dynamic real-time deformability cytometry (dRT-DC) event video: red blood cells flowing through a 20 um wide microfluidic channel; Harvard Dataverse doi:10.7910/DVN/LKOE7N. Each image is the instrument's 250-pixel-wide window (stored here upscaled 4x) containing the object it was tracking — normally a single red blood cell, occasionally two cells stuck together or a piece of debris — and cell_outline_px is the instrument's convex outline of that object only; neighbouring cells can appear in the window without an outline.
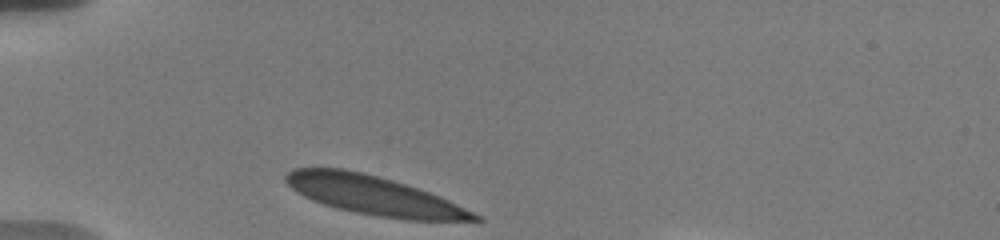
{"species": "human", "species_latin": "Homo sapiens", "temperature_condition": "warm", "stored_images_in_passage": 32, "camera_frame_rate_fps": 3000, "um_per_image_px": 0.085, "donor": {"sex": "male"}, "frame": {"image": 1, "passage_image": 1, "time_ms": 0.0, "image_size_px": [1000, 240], "cell_outline_px": [[484, 220], [404, 220], [356, 212], [336, 208], [312, 200], [296, 192], [284, 180], [284, 176], [292, 168], [344, 168], [392, 180], [440, 196], [484, 216]], "centroid_in_image_um": [31.78, 16.61], "position_along_channel_um": 53.2, "area_um2": 42.48}}
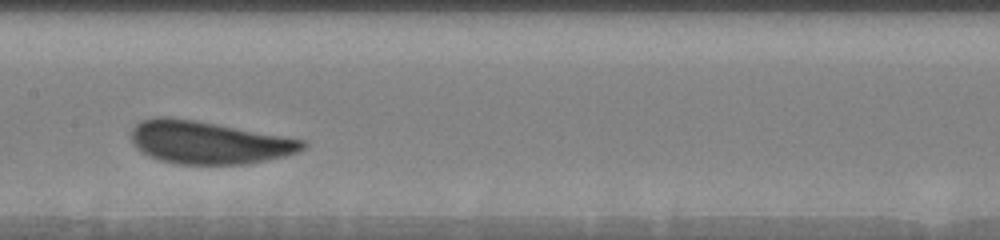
{"frame": {"image": 2, "passage_image": 14, "time_ms": 4.333, "image_size_px": [1000, 240], "cell_outline_px": [[308, 144], [304, 148], [288, 156], [248, 164], [176, 164], [160, 160], [136, 148], [132, 140], [132, 128], [140, 120], [152, 116], [172, 116], [196, 120], [308, 140]], "centroid_in_image_um": [17.77, 12.09], "position_along_channel_um": 189.6, "area_um2": 43.12}}
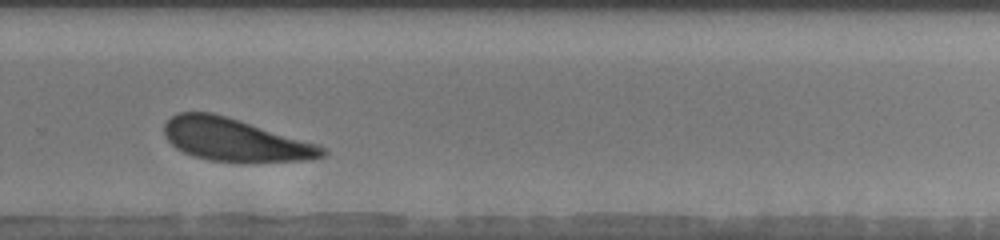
{"frame": {"image": 3, "passage_image": 24, "time_ms": 7.667, "image_size_px": [1000, 240], "cell_outline_px": [[328, 152], [324, 156], [304, 160], [240, 164], [208, 160], [192, 156], [176, 148], [164, 136], [164, 124], [176, 112], [212, 112], [316, 144], [328, 148]], "centroid_in_image_um": [19.95, 11.92], "position_along_channel_um": 309.9, "area_um2": 39.59}, "authors_computed_cell_mechanics": {"area_um2": 42.3385, "velocity_mm_per_s": 3.6152, "shape_relaxation_time_tau1_ms": 3.6693, "shape_relaxation_time_tau2_ms": null, "deformation_change_tau1": 0.1105, "deformation_change_tau2": null}}